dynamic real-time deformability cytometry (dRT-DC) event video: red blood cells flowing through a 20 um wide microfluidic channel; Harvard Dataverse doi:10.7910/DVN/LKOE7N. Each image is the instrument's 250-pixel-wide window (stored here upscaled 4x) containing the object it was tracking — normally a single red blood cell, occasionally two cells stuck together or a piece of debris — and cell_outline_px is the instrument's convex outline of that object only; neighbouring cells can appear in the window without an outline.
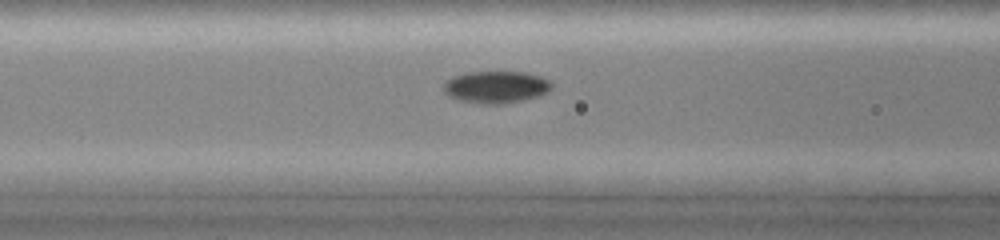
{"species": "common noctule bat (a hibernating species)", "species_latin": "Nyctalus noctula", "temperature_condition": "cold", "stored_images_in_passage": 67, "camera_frame_rate_fps": 3000, "um_per_image_px": 0.085, "animal": {"sex": "female", "body_mass_g": 19.0, "forearm_length_mm": 51.5}, "frame": {"image": 1, "passage_image": 8, "time_ms": 1.333, "image_size_px": [1000, 240], "cell_outline_px": [[552, 88], [548, 92], [540, 96], [524, 100], [504, 104], [480, 104], [460, 100], [448, 96], [444, 92], [444, 84], [452, 76], [468, 72], [528, 72], [540, 76], [548, 80], [552, 84]], "centroid_in_image_um": [42.18, 7.4], "position_along_channel_um": 124.4, "area_um2": 20.4}}
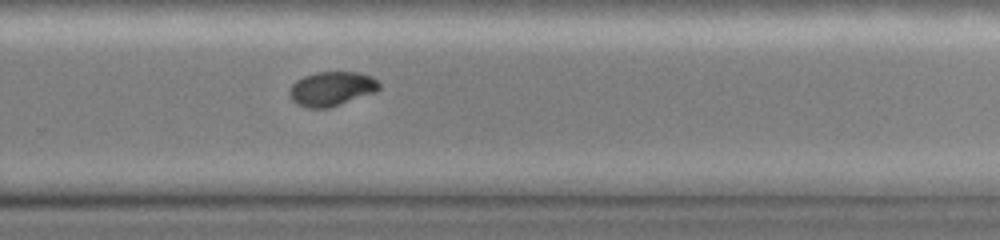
{"frame": {"image": 2, "passage_image": 34, "time_ms": 5.667, "image_size_px": [1000, 240], "cell_outline_px": [[380, 88], [376, 92], [328, 108], [308, 108], [296, 104], [292, 100], [288, 92], [292, 84], [296, 80], [304, 76], [316, 72], [360, 72], [372, 76], [380, 84]], "centroid_in_image_um": [28.18, 7.54], "position_along_channel_um": 301.6, "area_um2": 18.03}}
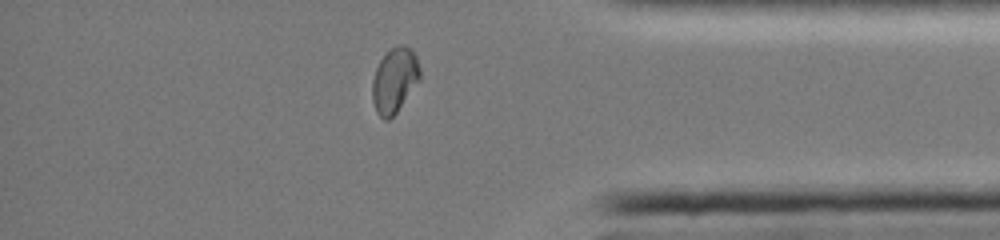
{"frame": {"image": 3, "passage_image": 51, "time_ms": 8.333, "image_size_px": [1000, 240], "cell_outline_px": [[420, 80], [396, 112], [388, 120], [384, 120], [376, 112], [372, 100], [372, 80], [376, 68], [380, 60], [392, 48], [400, 44], [408, 48], [416, 56], [420, 68]], "centroid_in_image_um": [33.53, 6.84], "position_along_channel_um": 401.7, "area_um2": 17.8}, "authors_computed_cell_mechanics": {"area_um2": 18.496, "velocity_mm_per_s": 4.094, "shape_relaxation_time_tau1_ms": null, "shape_relaxation_time_tau2_ms": 2.5809, "deformation_change_tau1": null, "deformation_change_tau2": 0.0309}}